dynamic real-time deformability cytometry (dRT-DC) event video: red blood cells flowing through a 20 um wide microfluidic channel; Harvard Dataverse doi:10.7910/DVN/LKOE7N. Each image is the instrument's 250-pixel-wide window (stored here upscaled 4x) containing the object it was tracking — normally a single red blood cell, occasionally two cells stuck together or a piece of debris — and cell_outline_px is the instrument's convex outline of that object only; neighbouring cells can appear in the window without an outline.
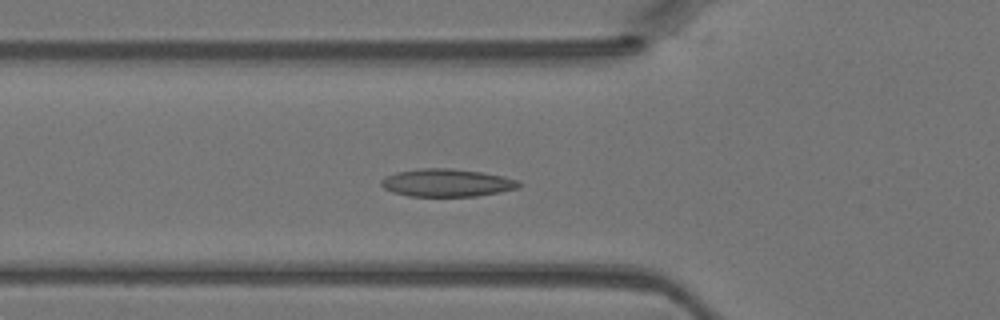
{"species": "Egyptian fruit bat (a non-hibernating species)", "species_latin": "Rousettus aegyptiacus", "temperature_condition": "warm", "stored_images_in_passage": 37, "camera_frame_rate_fps": 3000, "um_per_image_px": 0.085, "animal": {"sex": "female"}, "frame": {"image": 1, "passage_image": 15, "time_ms": 4.667, "image_size_px": [1000, 320], "cell_outline_px": [[520, 188], [500, 192], [476, 196], [408, 196], [392, 192], [384, 188], [380, 184], [380, 180], [396, 172], [420, 168], [452, 168], [484, 172], [504, 176], [516, 180], [520, 184]], "centroid_in_image_um": [37.99, 15.53], "position_along_channel_um": 87.8, "area_um2": 22.37}}
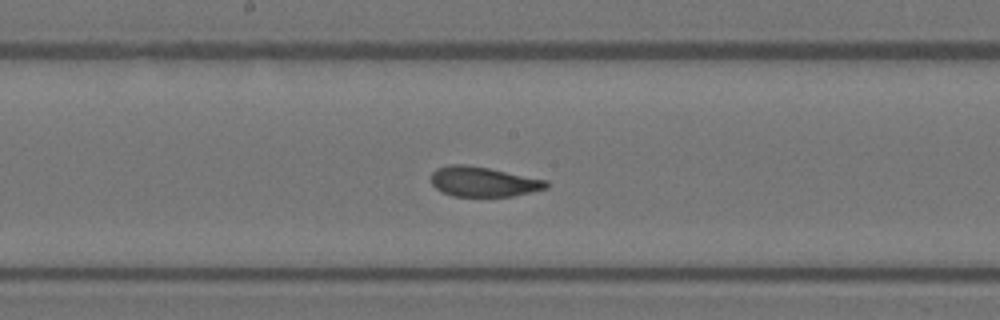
{"frame": {"image": 2, "passage_image": 23, "time_ms": 7.333, "image_size_px": [1000, 320], "cell_outline_px": [[548, 188], [512, 196], [452, 196], [440, 192], [432, 184], [432, 172], [436, 168], [448, 164], [464, 164], [488, 168], [548, 180]], "centroid_in_image_um": [41.06, 15.44], "position_along_channel_um": 207.1, "area_um2": 20.11}}
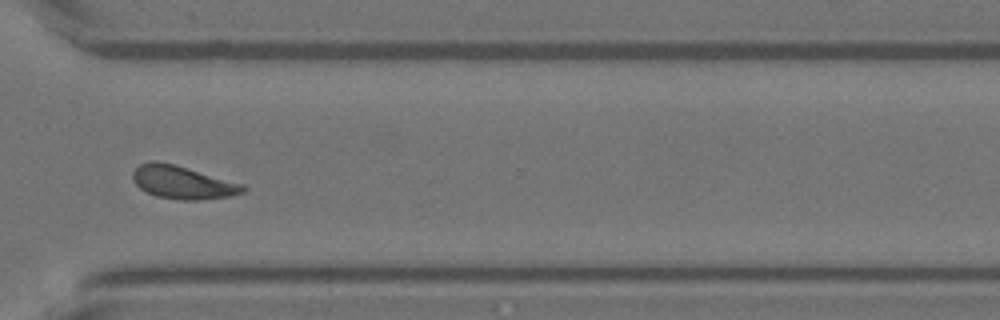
{"frame": {"image": 3, "passage_image": 33, "time_ms": 10.667, "image_size_px": [1000, 320], "cell_outline_px": [[248, 188], [244, 192], [232, 196], [200, 200], [180, 200], [156, 196], [140, 188], [132, 180], [132, 172], [140, 164], [152, 160], [156, 160], [176, 164], [244, 184]], "centroid_in_image_um": [15.55, 15.49], "position_along_channel_um": 355.1, "area_um2": 21.5}}